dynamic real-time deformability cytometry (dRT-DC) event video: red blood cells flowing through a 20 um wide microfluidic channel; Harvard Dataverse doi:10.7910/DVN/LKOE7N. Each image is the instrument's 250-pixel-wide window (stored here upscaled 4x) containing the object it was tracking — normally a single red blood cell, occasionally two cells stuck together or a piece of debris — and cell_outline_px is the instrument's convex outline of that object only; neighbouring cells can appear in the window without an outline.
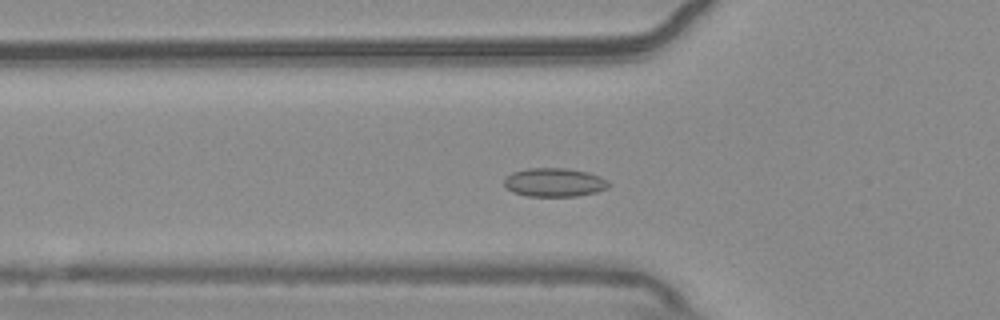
{"species": "common noctule bat (a hibernating species)", "species_latin": "Nyctalus noctula", "temperature_condition": "warm", "stored_images_in_passage": 40, "camera_frame_rate_fps": 3000, "um_per_image_px": 0.085, "animal": {"sex": "male", "body_mass_g": 20.4}, "frame": {"image": 1, "passage_image": 14, "time_ms": 4.333, "image_size_px": [1000, 320], "cell_outline_px": [[612, 184], [608, 188], [596, 192], [576, 196], [528, 196], [512, 192], [504, 184], [504, 180], [512, 172], [528, 168], [568, 168], [588, 172], [600, 176], [608, 180]], "centroid_in_image_um": [47.16, 15.5], "position_along_channel_um": 78.6, "area_um2": 17.57}}
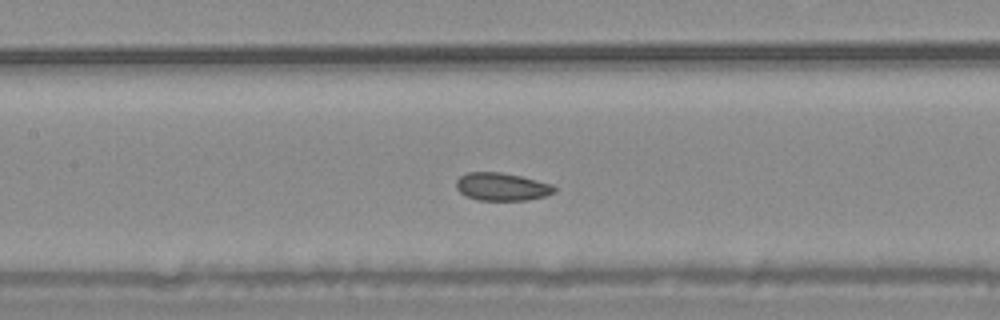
{"frame": {"image": 2, "passage_image": 21, "time_ms": 6.667, "image_size_px": [1000, 320], "cell_outline_px": [[556, 192], [544, 196], [528, 200], [480, 200], [468, 196], [460, 192], [456, 188], [456, 180], [460, 176], [468, 172], [500, 172], [520, 176], [552, 184], [556, 188]], "centroid_in_image_um": [42.66, 15.87], "position_along_channel_um": 164.7, "area_um2": 15.84}}
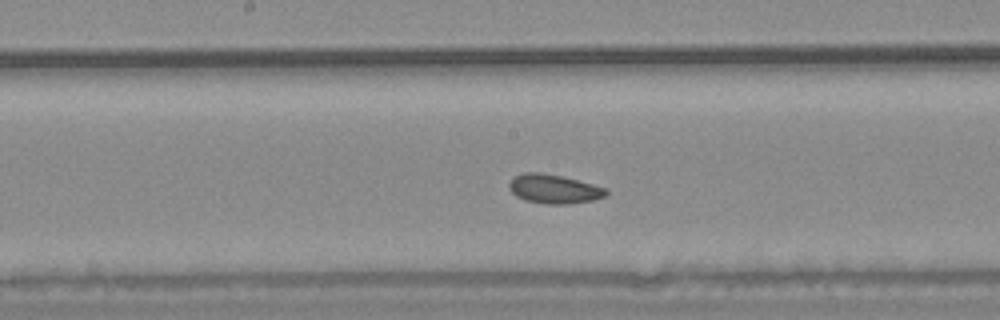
{"frame": {"image": 3, "passage_image": 24, "time_ms": 7.667, "image_size_px": [1000, 320], "cell_outline_px": [[608, 192], [604, 196], [592, 200], [572, 204], [544, 204], [524, 200], [516, 196], [508, 188], [508, 184], [516, 176], [524, 172], [540, 172], [560, 176], [608, 188]], "centroid_in_image_um": [47.07, 16.07], "position_along_channel_um": 201.1, "area_um2": 16.36}}